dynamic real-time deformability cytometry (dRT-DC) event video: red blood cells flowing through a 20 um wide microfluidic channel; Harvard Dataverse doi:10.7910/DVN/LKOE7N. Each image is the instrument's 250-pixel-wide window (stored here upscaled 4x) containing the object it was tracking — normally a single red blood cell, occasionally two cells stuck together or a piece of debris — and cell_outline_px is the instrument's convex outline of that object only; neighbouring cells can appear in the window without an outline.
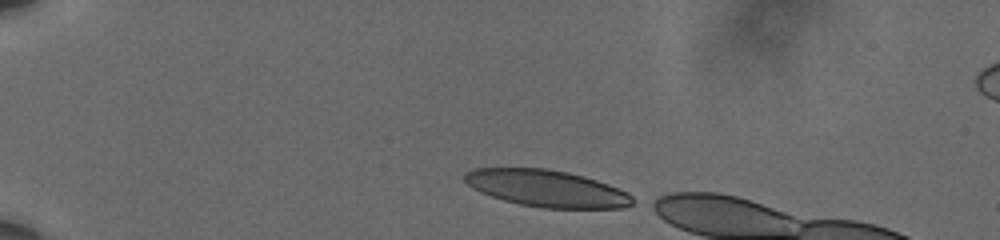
{"species": "human", "species_latin": "Homo sapiens", "temperature_condition": "cold", "stored_images_in_passage": 12, "camera_frame_rate_fps": 3000, "um_per_image_px": 0.085, "donor": {"sex": "male"}, "frame": {"image": 1, "passage_image": 1, "time_ms": 0.0, "image_size_px": [1000, 240], "cell_outline_px": [[632, 204], [624, 208], [544, 208], [520, 204], [504, 200], [480, 192], [472, 188], [464, 180], [464, 172], [476, 168], [544, 168], [568, 172], [584, 176], [608, 184], [628, 192], [632, 196]], "centroid_in_image_um": [46.46, 16.01], "position_along_channel_um": 38.5, "area_um2": 35.95}}
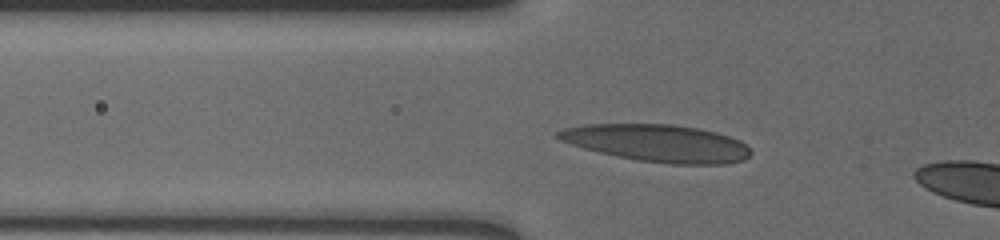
{"frame": {"image": 2, "passage_image": 9, "time_ms": 2.667, "image_size_px": [1000, 240], "cell_outline_px": [[752, 152], [744, 160], [728, 164], [668, 164], [640, 160], [616, 156], [584, 148], [560, 140], [556, 136], [556, 132], [564, 128], [584, 124], [672, 124], [696, 128], [716, 132], [740, 140]], "centroid_in_image_um": [55.89, 12.17], "position_along_channel_um": 69.9, "area_um2": 41.67}}